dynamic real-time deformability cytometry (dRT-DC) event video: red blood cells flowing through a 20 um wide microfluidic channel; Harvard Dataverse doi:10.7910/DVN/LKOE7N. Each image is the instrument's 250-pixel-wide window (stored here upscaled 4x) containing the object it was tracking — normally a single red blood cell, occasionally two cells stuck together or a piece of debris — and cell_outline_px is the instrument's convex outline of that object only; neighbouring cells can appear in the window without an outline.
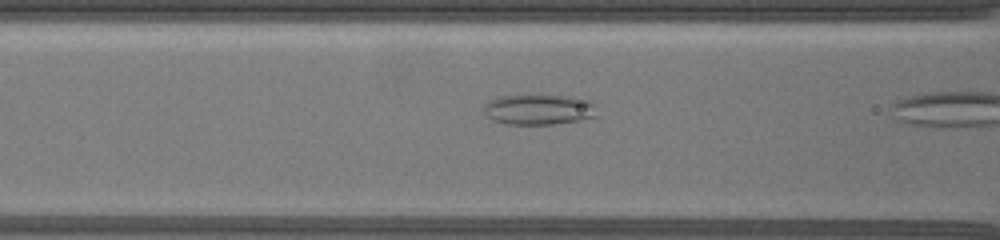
{"species": "common noctule bat (a hibernating species)", "species_latin": "Nyctalus noctula", "temperature_condition": "warm", "stored_images_in_passage": 44, "camera_frame_rate_fps": 3000, "um_per_image_px": 0.085, "animal": {"sex": "female", "body_mass_g": 19.5, "forearm_length_mm": 54.1}, "frame": {"image": 1, "passage_image": 18, "time_ms": 2.333, "image_size_px": [1000, 240], "cell_outline_px": [[596, 116], [580, 120], [552, 124], [504, 124], [492, 120], [484, 112], [484, 104], [488, 100], [500, 96], [572, 96], [588, 100], [596, 104]], "centroid_in_image_um": [45.8, 9.31], "position_along_channel_um": 120.8, "area_um2": 20.0}}
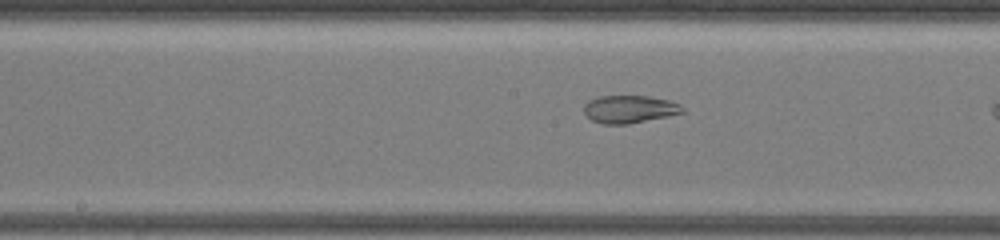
{"frame": {"image": 2, "passage_image": 39, "time_ms": 5.0, "image_size_px": [1000, 240], "cell_outline_px": [[684, 112], [668, 116], [628, 124], [604, 124], [592, 120], [584, 112], [584, 104], [588, 100], [600, 96], [648, 96], [668, 100], [680, 104], [684, 108]], "centroid_in_image_um": [53.5, 9.27], "position_along_channel_um": 194.7, "area_um2": 15.84}}